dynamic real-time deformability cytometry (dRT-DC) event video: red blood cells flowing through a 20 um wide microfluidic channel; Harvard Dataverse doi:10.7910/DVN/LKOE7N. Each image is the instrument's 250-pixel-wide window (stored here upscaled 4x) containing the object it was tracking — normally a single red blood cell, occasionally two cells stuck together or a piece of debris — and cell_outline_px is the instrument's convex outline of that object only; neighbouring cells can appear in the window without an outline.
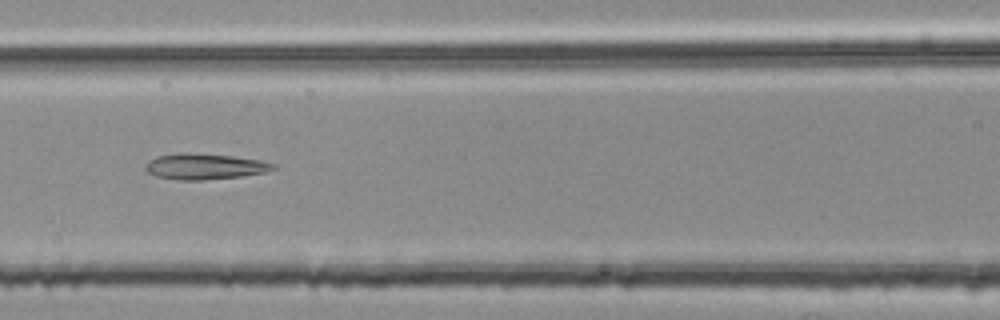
{"species": "common noctule bat (a hibernating species)", "species_latin": "Nyctalus noctula", "temperature_condition": "room temperature", "stored_images_in_passage": 38, "camera_frame_rate_fps": 3000, "um_per_image_px": 0.085, "animal": {"sex": "female", "body_mass_g": 25.1}, "frame": {"image": 1, "passage_image": 8, "time_ms": 2.333, "image_size_px": [1000, 320], "cell_outline_px": [[276, 168], [264, 172], [240, 176], [204, 180], [180, 180], [156, 176], [148, 172], [144, 168], [144, 164], [148, 160], [156, 156], [180, 152], [188, 152], [232, 156], [260, 160], [276, 164]], "centroid_in_image_um": [17.34, 14.14], "position_along_channel_um": 149.3, "area_um2": 19.31}}
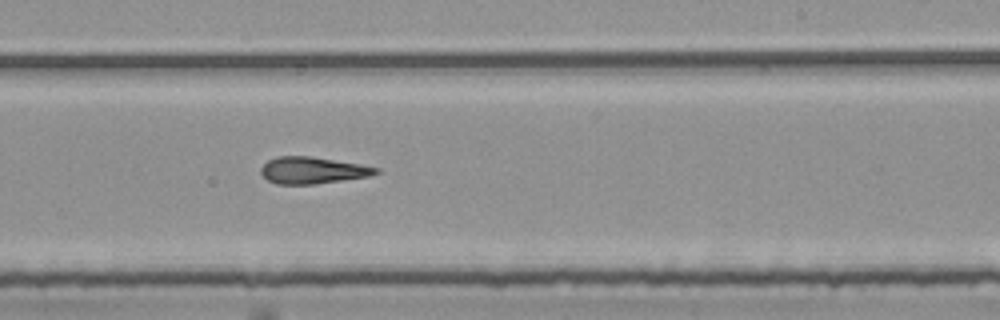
{"frame": {"image": 2, "passage_image": 17, "time_ms": 5.333, "image_size_px": [1000, 320], "cell_outline_px": [[380, 172], [368, 176], [316, 184], [276, 184], [268, 180], [260, 172], [260, 168], [268, 160], [276, 156], [308, 156], [360, 164], [380, 168]], "centroid_in_image_um": [26.55, 14.47], "position_along_channel_um": 262.5, "area_um2": 17.8}}
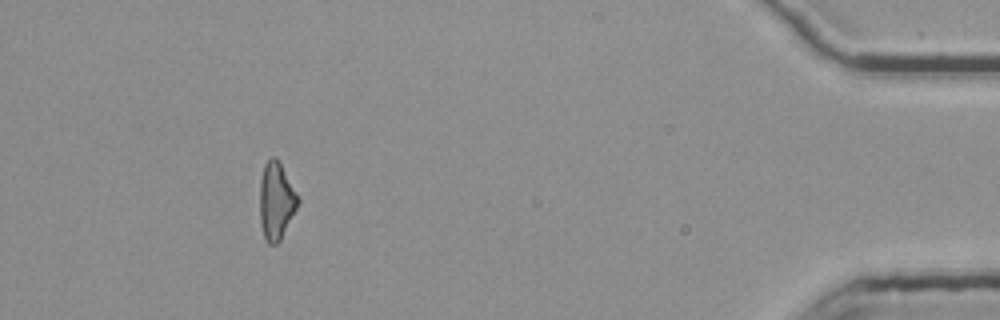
{"frame": {"image": 3, "passage_image": 34, "time_ms": 11.0, "image_size_px": [1000, 320], "cell_outline_px": [[300, 200], [280, 240], [276, 244], [268, 244], [264, 236], [260, 220], [260, 180], [264, 164], [272, 156], [276, 156]], "centroid_in_image_um": [23.45, 17.07], "position_along_channel_um": 411.7, "area_um2": 16.82}, "authors_computed_cell_mechanics": {"area_um2": 17.7735, "velocity_mm_per_s": 3.7809, "shape_relaxation_time_tau1_ms": null, "shape_relaxation_time_tau2_ms": 4.2112, "deformation_change_tau1": null, "deformation_change_tau2": 0.1746}}